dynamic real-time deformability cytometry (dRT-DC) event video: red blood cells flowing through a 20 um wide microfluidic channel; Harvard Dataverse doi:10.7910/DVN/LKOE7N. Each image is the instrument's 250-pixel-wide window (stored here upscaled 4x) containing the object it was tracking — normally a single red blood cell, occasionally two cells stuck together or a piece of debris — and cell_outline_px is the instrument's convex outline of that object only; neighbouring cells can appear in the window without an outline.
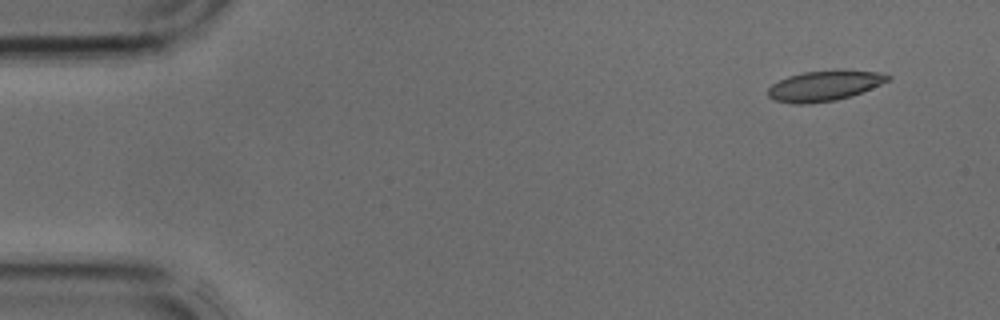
{"species": "common noctule bat (a hibernating species)", "species_latin": "Nyctalus noctula", "temperature_condition": "cold", "stored_images_in_passage": 3, "camera_frame_rate_fps": 3000, "um_per_image_px": 0.085, "animal": {"sex": "male", "body_mass_g": 17.9, "forearm_length_mm": 54.2}, "frame": {"image": 1, "passage_image": 1, "time_ms": 0.0, "image_size_px": [1000, 320], "cell_outline_px": [[892, 76], [888, 80], [880, 84], [852, 96], [836, 100], [804, 104], [792, 104], [776, 100], [768, 96], [768, 88], [772, 84], [788, 76], [804, 72], [880, 72]], "centroid_in_image_um": [70.02, 7.33], "position_along_channel_um": 15.0, "area_um2": 20.35}}